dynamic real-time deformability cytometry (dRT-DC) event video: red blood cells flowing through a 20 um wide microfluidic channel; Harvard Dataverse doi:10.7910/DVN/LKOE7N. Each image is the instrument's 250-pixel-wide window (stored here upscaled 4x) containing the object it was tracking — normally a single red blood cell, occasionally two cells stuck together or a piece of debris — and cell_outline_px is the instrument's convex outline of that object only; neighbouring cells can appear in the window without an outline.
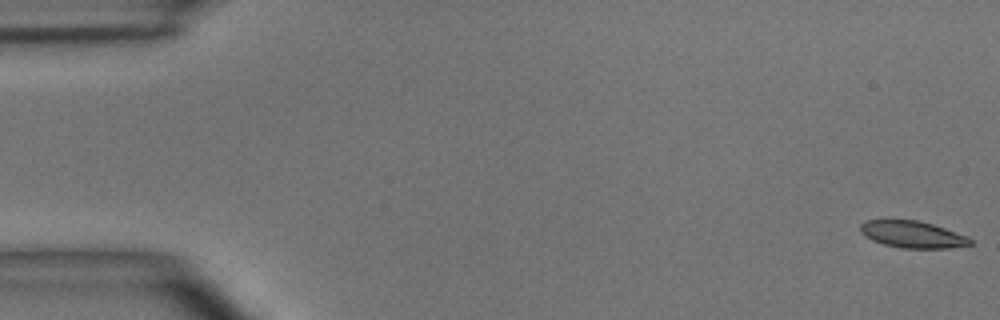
{"species": "common noctule bat (a hibernating species)", "species_latin": "Nyctalus noctula", "temperature_condition": "room temperature", "stored_images_in_passage": 50, "camera_frame_rate_fps": 3000, "um_per_image_px": 0.085, "animal": {"sex": "male", "body_mass_g": 15.6}, "frame": {"image": 1, "passage_image": 1, "time_ms": 0.0, "image_size_px": [1000, 320], "cell_outline_px": [[972, 244], [952, 248], [900, 248], [884, 244], [872, 240], [864, 236], [860, 232], [860, 224], [868, 220], [920, 220], [968, 236], [972, 240]], "centroid_in_image_um": [77.56, 19.93], "position_along_channel_um": 7.4, "area_um2": 17.22}}
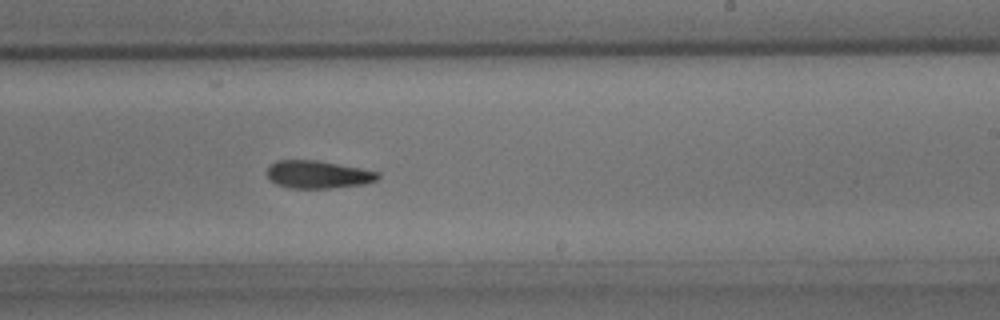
{"frame": {"image": 2, "passage_image": 30, "time_ms": 9.667, "image_size_px": [1000, 320], "cell_outline_px": [[380, 176], [376, 180], [364, 184], [332, 188], [288, 188], [276, 184], [268, 176], [268, 168], [276, 160], [316, 160], [360, 168], [380, 172]], "centroid_in_image_um": [27.04, 14.83], "position_along_channel_um": 262.0, "area_um2": 17.8}}
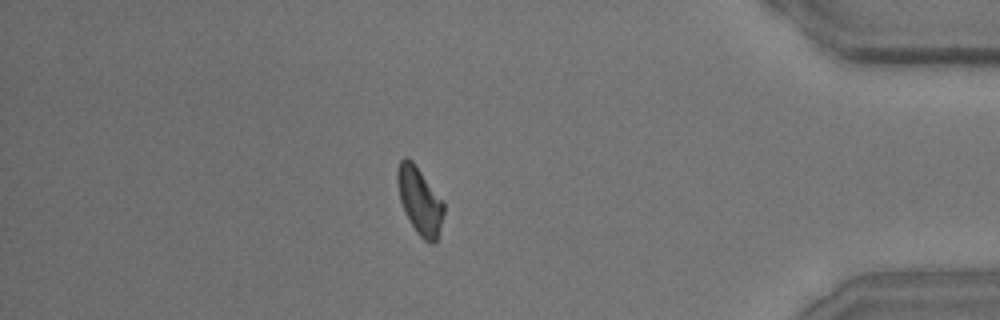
{"frame": {"image": 3, "passage_image": 43, "time_ms": 14.0, "image_size_px": [1000, 320], "cell_outline_px": [[444, 212], [436, 240], [432, 244], [424, 240], [416, 232], [400, 200], [396, 180], [396, 172], [400, 160], [404, 156], [408, 156], [412, 160], [444, 200]], "centroid_in_image_um": [35.67, 17.0], "position_along_channel_um": 399.5, "area_um2": 18.09}, "authors_computed_cell_mechanics": {"area_um2": 18.1203, "velocity_mm_per_s": 4.0475, "shape_relaxation_time_tau1_ms": 6.5545, "shape_relaxation_time_tau2_ms": 8.8249, "deformation_change_tau1": 0.1629, "deformation_change_tau2": 0.1644}}